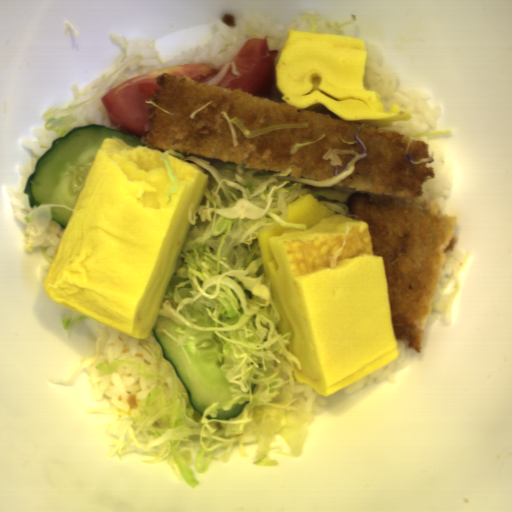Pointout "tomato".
I'll list each match as a JSON object with an SVG mask.
<instances>
[{
	"instance_id": "tomato-1",
	"label": "tomato",
	"mask_w": 512,
	"mask_h": 512,
	"mask_svg": "<svg viewBox=\"0 0 512 512\" xmlns=\"http://www.w3.org/2000/svg\"><path fill=\"white\" fill-rule=\"evenodd\" d=\"M225 64L186 63L155 69L116 86L101 99L113 130L143 138L149 126L147 109L154 103L155 91L161 89L156 81L160 75L169 73L211 84Z\"/></svg>"
},
{
	"instance_id": "tomato-2",
	"label": "tomato",
	"mask_w": 512,
	"mask_h": 512,
	"mask_svg": "<svg viewBox=\"0 0 512 512\" xmlns=\"http://www.w3.org/2000/svg\"><path fill=\"white\" fill-rule=\"evenodd\" d=\"M269 36L248 38L240 47L232 62L240 76H235L231 65L216 86L244 91L255 96L285 103L276 88L275 65L279 50L270 49Z\"/></svg>"
}]
</instances>
